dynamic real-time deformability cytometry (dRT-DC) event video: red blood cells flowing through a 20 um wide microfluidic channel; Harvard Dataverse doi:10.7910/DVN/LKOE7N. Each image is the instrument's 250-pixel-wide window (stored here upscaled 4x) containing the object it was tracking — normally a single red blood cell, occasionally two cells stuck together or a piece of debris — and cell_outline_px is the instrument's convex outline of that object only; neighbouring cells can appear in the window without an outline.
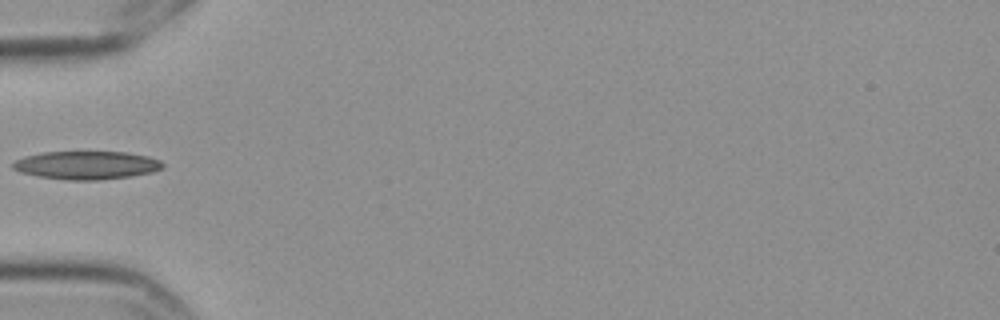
{"species": "Egyptian fruit bat (a non-hibernating species)", "species_latin": "Rousettus aegyptiacus", "temperature_condition": "cold", "stored_images_in_passage": 8, "camera_frame_rate_fps": 3000, "um_per_image_px": 0.085, "frame": {"image": 1, "passage_image": 5, "time_ms": 1.333, "image_size_px": [1000, 320], "cell_outline_px": [[164, 168], [152, 172], [132, 176], [100, 180], [68, 180], [36, 176], [20, 172], [12, 168], [12, 164], [16, 160], [24, 156], [40, 152], [128, 152], [148, 156], [160, 160], [164, 164]], "centroid_in_image_um": [7.36, 14.04], "position_along_channel_um": 77.6, "area_um2": 24.85}}
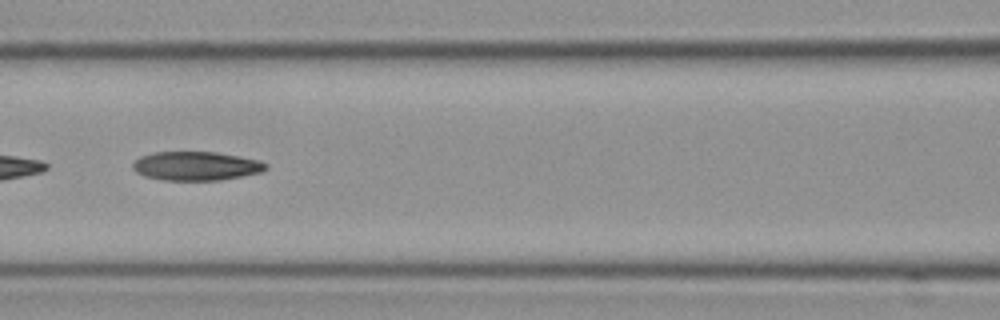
{"frame": {"image": 2, "passage_image": 7, "time_ms": 2.0, "image_size_px": [1000, 320], "cell_outline_px": [[268, 168], [260, 172], [220, 180], [164, 180], [144, 176], [136, 172], [132, 168], [132, 164], [140, 156], [156, 152], [216, 152], [260, 160], [268, 164]], "centroid_in_image_um": [16.66, 14.11], "position_along_channel_um": 149.9, "area_um2": 22.31}}
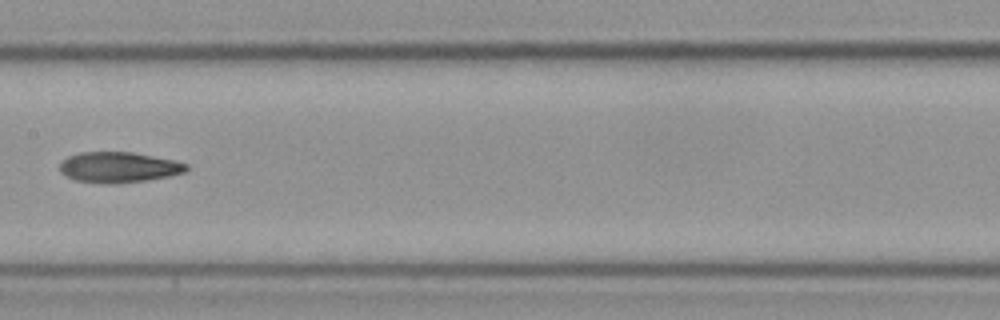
{"frame": {"image": 3, "passage_image": 8, "time_ms": 2.333, "image_size_px": [1000, 320], "cell_outline_px": [[188, 168], [184, 172], [168, 176], [148, 180], [112, 184], [100, 184], [76, 180], [60, 172], [60, 164], [68, 156], [80, 152], [132, 152], [172, 160], [188, 164]], "centroid_in_image_um": [10.07, 14.22], "position_along_channel_um": 197.3, "area_um2": 22.43}}